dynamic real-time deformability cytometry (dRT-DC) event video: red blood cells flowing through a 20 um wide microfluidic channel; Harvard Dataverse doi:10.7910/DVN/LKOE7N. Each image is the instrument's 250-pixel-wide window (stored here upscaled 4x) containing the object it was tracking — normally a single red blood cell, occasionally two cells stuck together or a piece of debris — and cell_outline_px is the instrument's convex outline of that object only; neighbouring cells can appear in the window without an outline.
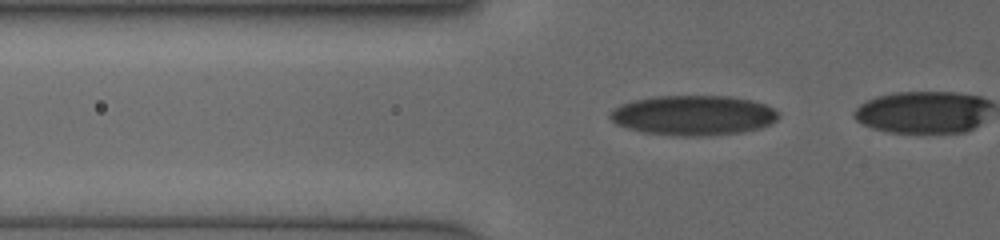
{"species": "human", "species_latin": "Homo sapiens", "temperature_condition": "cold", "stored_images_in_passage": 33, "camera_frame_rate_fps": 3000, "um_per_image_px": 0.085, "donor": {"sex": "female"}, "frame": {"image": 1, "passage_image": 25, "time_ms": 5.333, "image_size_px": [1000, 240], "cell_outline_px": [[780, 116], [776, 120], [760, 128], [740, 132], [700, 136], [680, 136], [644, 132], [628, 128], [616, 124], [608, 116], [608, 112], [612, 108], [620, 104], [632, 100], [652, 96], [728, 96], [752, 100], [764, 104], [780, 112]], "centroid_in_image_um": [58.89, 9.79], "position_along_channel_um": 66.9, "area_um2": 39.3}}